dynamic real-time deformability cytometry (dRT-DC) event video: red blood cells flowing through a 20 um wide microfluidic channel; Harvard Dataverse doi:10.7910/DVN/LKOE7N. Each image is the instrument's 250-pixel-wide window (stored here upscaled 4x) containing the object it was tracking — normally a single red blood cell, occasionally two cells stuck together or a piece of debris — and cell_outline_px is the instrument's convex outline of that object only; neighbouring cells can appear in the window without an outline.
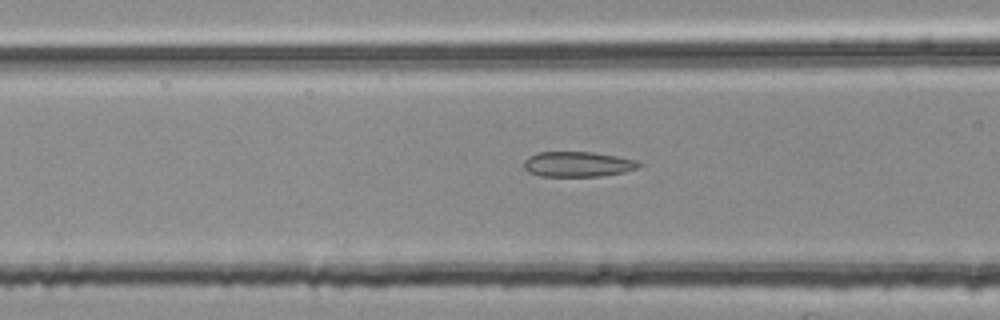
{"species": "common noctule bat (a hibernating species)", "species_latin": "Nyctalus noctula", "temperature_condition": "room temperature", "stored_images_in_passage": 54, "segment_of_instrument_passage": [2, 2], "camera_frame_rate_fps": 3000, "um_per_image_px": 0.085, "animal": {"sex": "female", "body_mass_g": 25.1}, "frame": {"image": 1, "passage_image": 21, "time_ms": 6.667, "image_size_px": [1000, 320], "cell_outline_px": [[644, 164], [640, 168], [624, 172], [600, 176], [540, 176], [528, 172], [524, 168], [524, 160], [540, 152], [592, 152], [616, 156], [636, 160]], "centroid_in_image_um": [49.16, 13.96], "position_along_channel_um": 117.4, "area_um2": 16.88}}
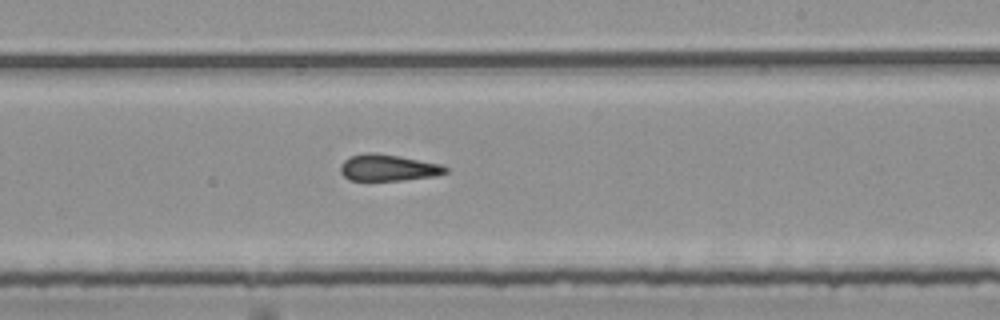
{"frame": {"image": 2, "passage_image": 32, "time_ms": 10.333, "image_size_px": [1000, 320], "cell_outline_px": [[448, 172], [436, 176], [400, 180], [348, 180], [340, 172], [340, 164], [344, 160], [352, 156], [364, 152], [376, 152], [400, 156], [440, 164], [448, 168]], "centroid_in_image_um": [32.97, 14.25], "position_along_channel_um": 256.0, "area_um2": 16.3}}
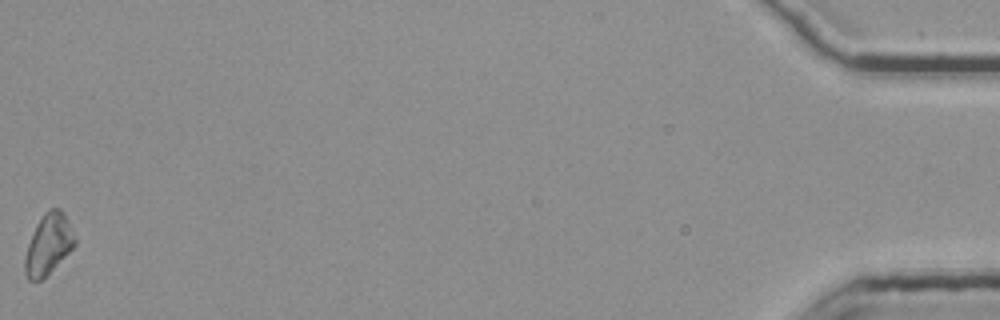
{"frame": {"image": 3, "passage_image": 54, "time_ms": 17.667, "image_size_px": [1000, 320], "cell_outline_px": [[76, 244], [40, 280], [28, 280], [24, 272], [24, 260], [28, 244], [44, 212], [48, 208], [60, 208], [64, 212], [76, 236]], "centroid_in_image_um": [4.13, 20.73], "position_along_channel_um": 431.1, "area_um2": 17.17}}